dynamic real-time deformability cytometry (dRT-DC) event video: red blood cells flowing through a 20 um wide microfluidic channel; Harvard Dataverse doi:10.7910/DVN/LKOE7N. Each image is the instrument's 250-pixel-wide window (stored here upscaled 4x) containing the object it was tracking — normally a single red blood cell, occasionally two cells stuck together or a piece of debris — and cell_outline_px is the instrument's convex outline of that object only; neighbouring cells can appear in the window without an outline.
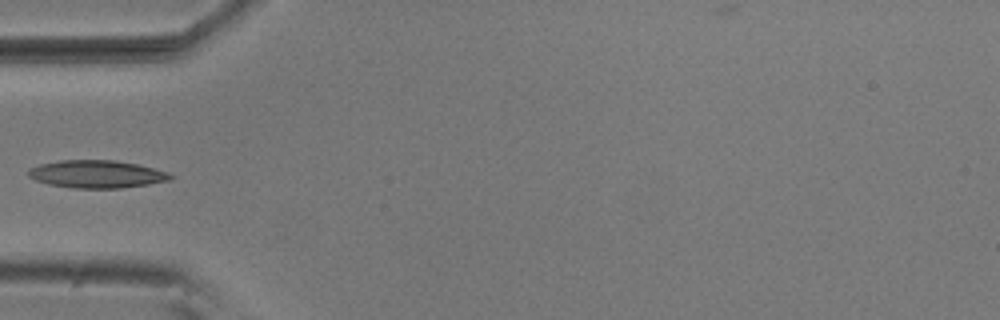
{"species": "common noctule bat (a hibernating species)", "species_latin": "Nyctalus noctula", "temperature_condition": "room temperature", "stored_images_in_passage": 37, "camera_frame_rate_fps": 3000, "um_per_image_px": 0.085, "animal": {"sex": "male", "body_mass_g": 20.5, "forearm_length_mm": 52.5}, "frame": {"image": 1, "passage_image": 1, "time_ms": 0.0, "image_size_px": [1000, 320], "cell_outline_px": [[176, 176], [168, 180], [148, 184], [120, 188], [72, 188], [48, 184], [36, 180], [28, 176], [28, 168], [40, 164], [60, 160], [116, 160], [136, 164], [168, 172]], "centroid_in_image_um": [8.2, 14.8], "position_along_channel_um": 76.8, "area_um2": 22.89}}
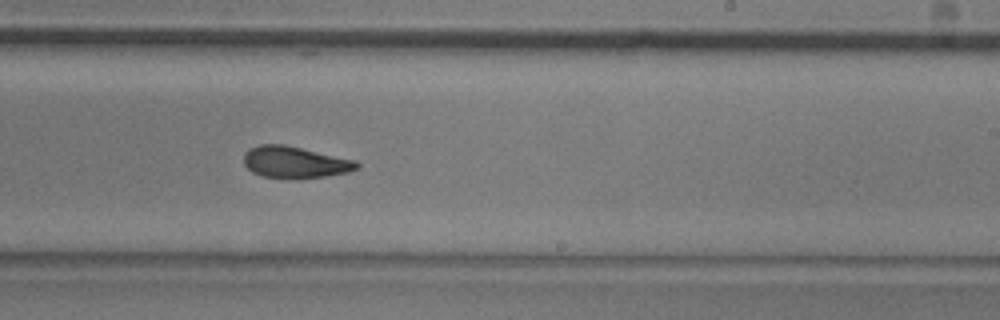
{"frame": {"image": 2, "passage_image": 16, "time_ms": 5.0, "image_size_px": [1000, 320], "cell_outline_px": [[360, 168], [348, 172], [328, 176], [260, 176], [252, 172], [244, 164], [244, 152], [248, 148], [260, 144], [284, 144], [356, 160], [360, 164]], "centroid_in_image_um": [25.07, 13.74], "position_along_channel_um": 263.9, "area_um2": 20.4}}
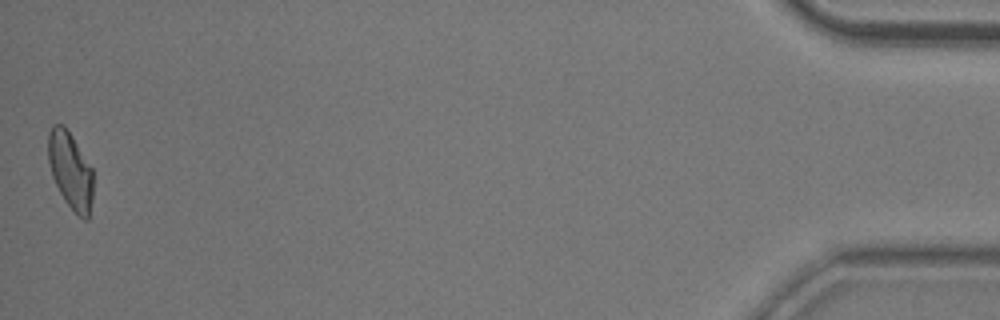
{"frame": {"image": 3, "passage_image": 37, "time_ms": 12.0, "image_size_px": [1000, 320], "cell_outline_px": [[92, 200], [88, 220], [84, 220], [76, 216], [64, 200], [52, 176], [48, 160], [48, 132], [52, 124], [64, 124], [72, 136], [92, 168]], "centroid_in_image_um": [5.98, 14.5], "position_along_channel_um": 429.2, "area_um2": 20.29}}